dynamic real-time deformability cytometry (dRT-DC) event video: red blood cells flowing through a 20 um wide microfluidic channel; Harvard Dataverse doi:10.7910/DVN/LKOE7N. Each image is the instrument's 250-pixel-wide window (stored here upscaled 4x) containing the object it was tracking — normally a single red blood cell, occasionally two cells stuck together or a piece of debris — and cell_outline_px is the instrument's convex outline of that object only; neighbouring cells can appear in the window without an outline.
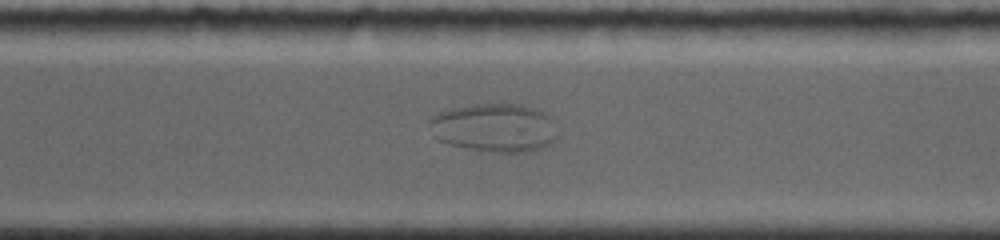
{"species": "common noctule bat (a hibernating species)", "species_latin": "Nyctalus noctula", "temperature_condition": "room temperature", "stored_images_in_passage": 41, "segment_of_instrument_passage": [2, 2], "camera_frame_rate_fps": 4000, "um_per_image_px": 0.085, "animal": {"sex": "female", "body_mass_g": 19.0, "forearm_length_mm": 56.7}, "frame": {"image": 1, "passage_image": 34, "time_ms": 12.25, "image_size_px": [1000, 240], "cell_outline_px": [[560, 136], [548, 144], [540, 148], [528, 152], [488, 152], [448, 144], [440, 140], [436, 136], [560, 132]], "centroid_in_image_um": [42.7, 12.04], "position_along_channel_um": 327.9, "area_um2": 12.43}}